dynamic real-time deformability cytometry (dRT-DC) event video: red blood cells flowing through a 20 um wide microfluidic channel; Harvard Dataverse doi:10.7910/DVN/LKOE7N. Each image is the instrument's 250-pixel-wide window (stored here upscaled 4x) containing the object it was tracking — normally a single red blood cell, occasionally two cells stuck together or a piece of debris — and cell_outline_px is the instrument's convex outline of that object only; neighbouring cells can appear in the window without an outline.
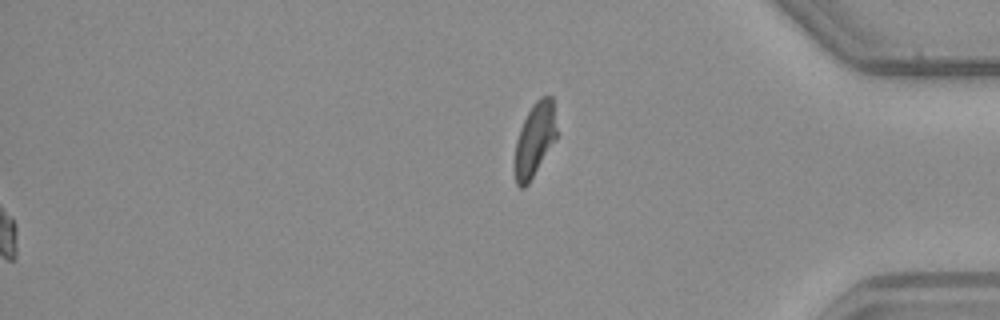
{"species": "common noctule bat (a hibernating species)", "species_latin": "Nyctalus noctula", "temperature_condition": "warm", "stored_images_in_passage": 51, "segment_of_instrument_passage": [2, 2], "camera_frame_rate_fps": 3000, "um_per_image_px": 0.085, "animal": {"sex": "male", "body_mass_g": 23.1, "forearm_length_mm": 52.7}, "frame": {"image": 1, "passage_image": 51, "time_ms": 16.667, "image_size_px": [1000, 320], "cell_outline_px": [[556, 140], [528, 184], [524, 188], [520, 188], [516, 184], [512, 168], [512, 164], [516, 140], [520, 128], [532, 104], [540, 96], [552, 96], [556, 128]], "centroid_in_image_um": [45.4, 11.92], "position_along_channel_um": 389.8, "area_um2": 18.38}}